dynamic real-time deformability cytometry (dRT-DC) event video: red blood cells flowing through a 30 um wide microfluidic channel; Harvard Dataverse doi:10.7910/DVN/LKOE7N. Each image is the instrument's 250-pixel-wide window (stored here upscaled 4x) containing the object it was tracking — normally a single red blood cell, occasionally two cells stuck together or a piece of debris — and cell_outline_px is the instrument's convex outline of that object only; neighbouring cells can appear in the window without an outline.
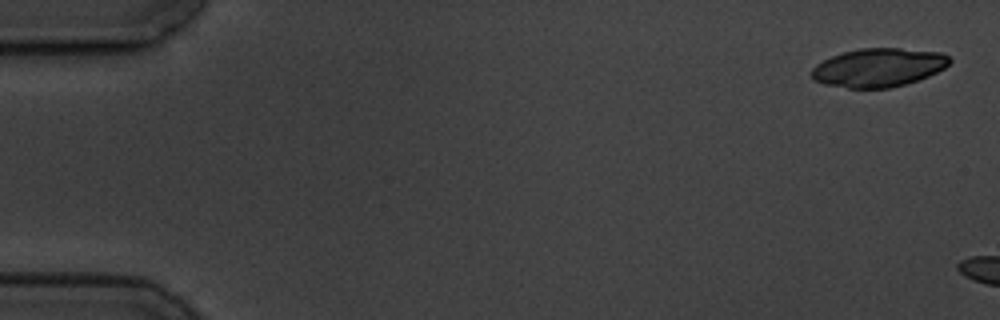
{"species": "common noctule bat (a hibernating species)", "species_latin": "Nyctalus noctula", "temperature_condition": "cold", "stored_images_in_passage": 3, "camera_frame_rate_fps": 3000, "um_per_image_px": 0.085, "animal": {"sex": "male", "body_mass_g": 19.5, "forearm_length_mm": 54.6}, "frame": {"image": 1, "passage_image": 1, "time_ms": 0.0, "image_size_px": [1000, 320], "cell_outline_px": [[952, 60], [944, 68], [928, 76], [892, 88], [848, 88], [824, 84], [812, 80], [812, 68], [816, 64], [832, 56], [844, 52], [860, 48], [900, 48], [940, 52], [948, 56]], "centroid_in_image_um": [74.66, 5.74], "position_along_channel_um": 10.3, "area_um2": 30.92}}